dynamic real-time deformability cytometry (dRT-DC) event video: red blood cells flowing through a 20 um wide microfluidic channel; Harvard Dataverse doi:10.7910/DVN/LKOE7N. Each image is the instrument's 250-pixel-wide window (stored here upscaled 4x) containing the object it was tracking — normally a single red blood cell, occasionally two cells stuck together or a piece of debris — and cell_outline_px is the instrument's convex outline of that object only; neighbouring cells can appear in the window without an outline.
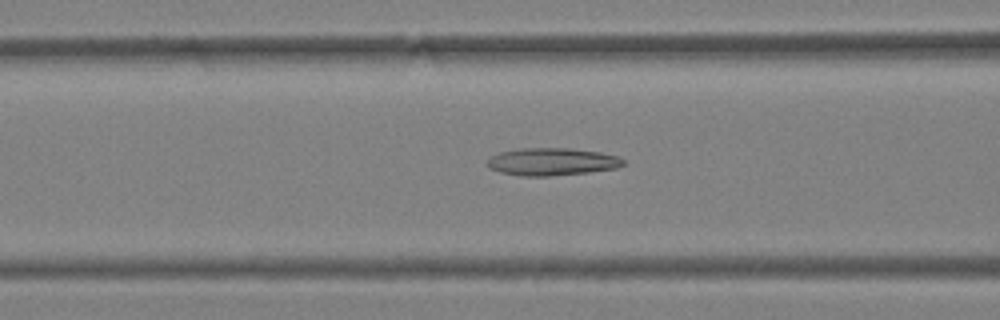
{"species": "Egyptian fruit bat (a non-hibernating species)", "species_latin": "Rousettus aegyptiacus", "temperature_condition": "warm", "stored_images_in_passage": 47, "camera_frame_rate_fps": 3000, "um_per_image_px": 0.085, "animal": {"sex": "female"}, "frame": {"image": 1, "passage_image": 20, "time_ms": 6.333, "image_size_px": [1000, 320], "cell_outline_px": [[628, 164], [616, 168], [588, 172], [552, 176], [520, 176], [500, 172], [488, 168], [484, 164], [492, 156], [500, 152], [520, 148], [572, 148], [600, 152], [620, 156]], "centroid_in_image_um": [46.93, 13.74], "position_along_channel_um": 119.7, "area_um2": 22.14}}
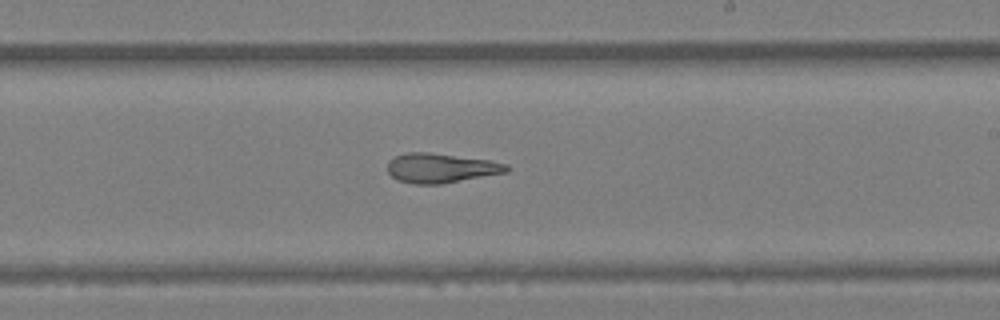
{"frame": {"image": 2, "passage_image": 29, "time_ms": 9.333, "image_size_px": [1000, 320], "cell_outline_px": [[508, 172], [440, 184], [412, 184], [396, 180], [388, 172], [388, 160], [396, 156], [408, 152], [428, 152], [488, 160], [508, 164]], "centroid_in_image_um": [37.44, 14.29], "position_along_channel_um": 251.6, "area_um2": 20.4}}
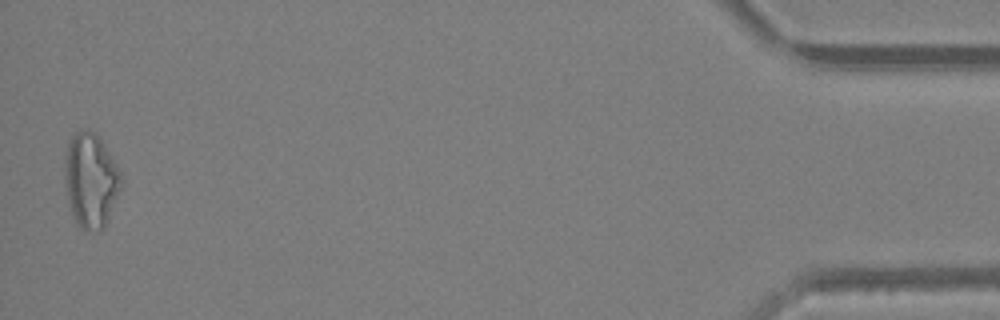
{"frame": {"image": 3, "passage_image": 47, "time_ms": 15.333, "image_size_px": [1000, 320], "cell_outline_px": [[124, 180], [120, 192], [108, 220], [104, 228], [96, 232], [84, 228], [76, 220], [68, 204], [64, 176], [64, 156], [68, 144], [72, 136], [76, 132], [84, 128], [88, 128], [96, 132], [116, 164]], "centroid_in_image_um": [7.72, 15.29], "position_along_channel_um": 427.5, "area_um2": 31.33}, "authors_computed_cell_mechanics": {"area_um2": 23.698, "velocity_mm_per_s": 4.3996, "shape_relaxation_time_tau1_ms": null, "shape_relaxation_time_tau2_ms": 3.6557, "deformation_change_tau1": null, "deformation_change_tau2": 0.1569}}